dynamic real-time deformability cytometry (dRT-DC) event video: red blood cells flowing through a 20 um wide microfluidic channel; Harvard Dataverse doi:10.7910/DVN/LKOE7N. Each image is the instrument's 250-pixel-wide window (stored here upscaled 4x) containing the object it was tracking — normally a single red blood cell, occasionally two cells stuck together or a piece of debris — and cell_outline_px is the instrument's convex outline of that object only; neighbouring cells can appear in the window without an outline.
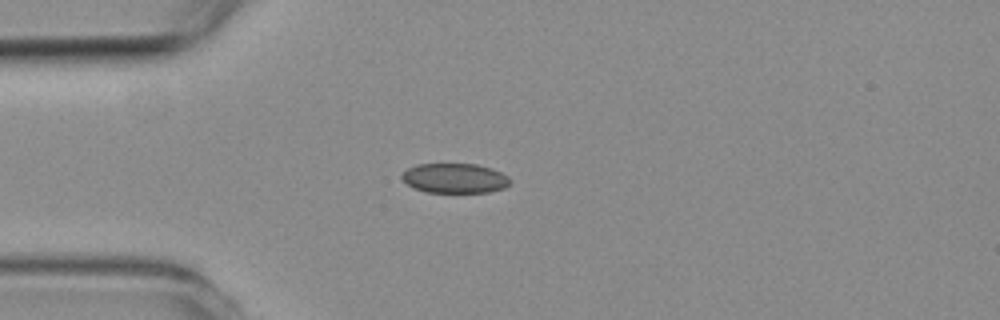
{"species": "common noctule bat (a hibernating species)", "species_latin": "Nyctalus noctula", "temperature_condition": "room temperature", "stored_images_in_passage": 4, "camera_frame_rate_fps": 3000, "um_per_image_px": 0.085, "animal": {"sex": "female", "body_mass_g": 19.3, "forearm_length_mm": 54.1}, "frame": {"image": 1, "passage_image": 3, "time_ms": 2.333, "image_size_px": [1000, 320], "cell_outline_px": [[512, 180], [504, 188], [488, 192], [424, 192], [412, 188], [400, 176], [408, 168], [416, 164], [476, 164], [492, 168], [508, 176]], "centroid_in_image_um": [38.65, 15.15], "position_along_channel_um": 46.3, "area_um2": 18.79}}